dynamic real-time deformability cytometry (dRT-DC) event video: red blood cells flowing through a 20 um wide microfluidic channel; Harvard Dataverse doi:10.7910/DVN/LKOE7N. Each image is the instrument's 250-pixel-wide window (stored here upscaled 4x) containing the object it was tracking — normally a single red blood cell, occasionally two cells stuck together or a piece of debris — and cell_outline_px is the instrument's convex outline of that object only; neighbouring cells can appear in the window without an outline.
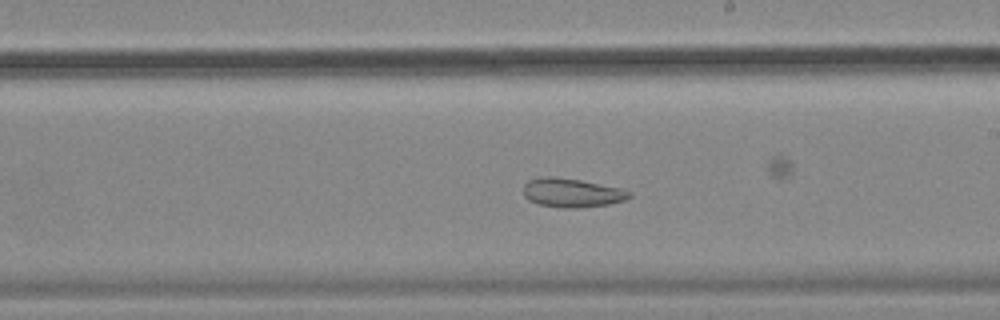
{"species": "common noctule bat (a hibernating species)", "species_latin": "Nyctalus noctula", "temperature_condition": "cold", "stored_images_in_passage": 42, "camera_frame_rate_fps": 3000, "um_per_image_px": 0.085, "animal": {"sex": "female", "body_mass_g": 18.4}, "frame": {"image": 1, "passage_image": 28, "time_ms": 9.0, "image_size_px": [1000, 320], "cell_outline_px": [[632, 196], [624, 200], [608, 204], [580, 208], [564, 208], [540, 204], [528, 200], [524, 196], [524, 184], [528, 180], [540, 176], [552, 176], [580, 180], [620, 188], [632, 192]], "centroid_in_image_um": [48.59, 16.38], "position_along_channel_um": 240.4, "area_um2": 17.86}}